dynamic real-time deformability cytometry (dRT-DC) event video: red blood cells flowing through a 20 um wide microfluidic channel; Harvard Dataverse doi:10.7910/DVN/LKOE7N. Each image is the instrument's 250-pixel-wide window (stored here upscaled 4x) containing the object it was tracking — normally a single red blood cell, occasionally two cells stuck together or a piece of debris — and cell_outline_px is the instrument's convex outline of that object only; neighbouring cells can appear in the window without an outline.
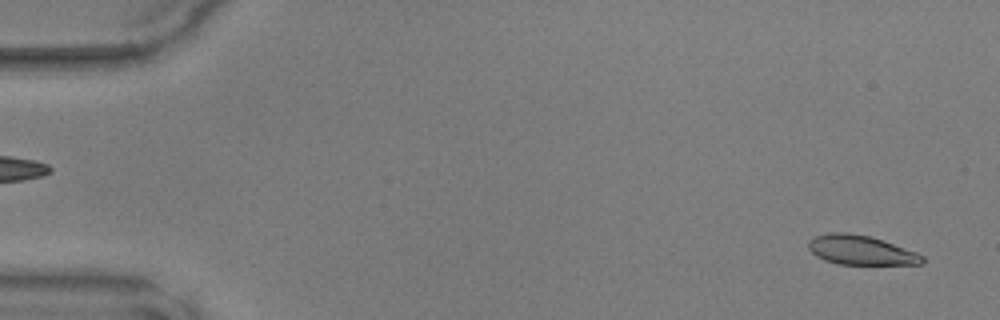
{"species": "common noctule bat (a hibernating species)", "species_latin": "Nyctalus noctula", "temperature_condition": "warm", "stored_images_in_passage": 48, "camera_frame_rate_fps": 3000, "um_per_image_px": 0.085, "animal": {"sex": "male", "body_mass_g": 17.9, "forearm_length_mm": 54.2}, "frame": {"image": 1, "passage_image": 2, "time_ms": 0.333, "image_size_px": [1000, 320], "cell_outline_px": [[924, 260], [920, 264], [836, 264], [824, 260], [816, 256], [808, 248], [808, 240], [816, 236], [828, 232], [848, 232], [872, 236], [916, 252], [924, 256]], "centroid_in_image_um": [73.13, 21.25], "position_along_channel_um": 11.9, "area_um2": 19.59}}
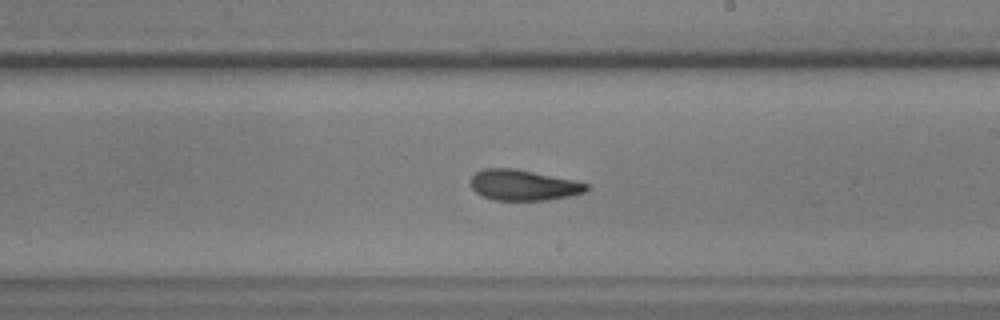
{"frame": {"image": 2, "passage_image": 28, "time_ms": 9.0, "image_size_px": [1000, 320], "cell_outline_px": [[588, 188], [584, 192], [572, 196], [544, 200], [492, 200], [476, 192], [472, 188], [472, 176], [476, 172], [484, 168], [516, 168], [572, 180], [588, 184]], "centroid_in_image_um": [44.48, 15.73], "position_along_channel_um": 244.5, "area_um2": 20.52}}
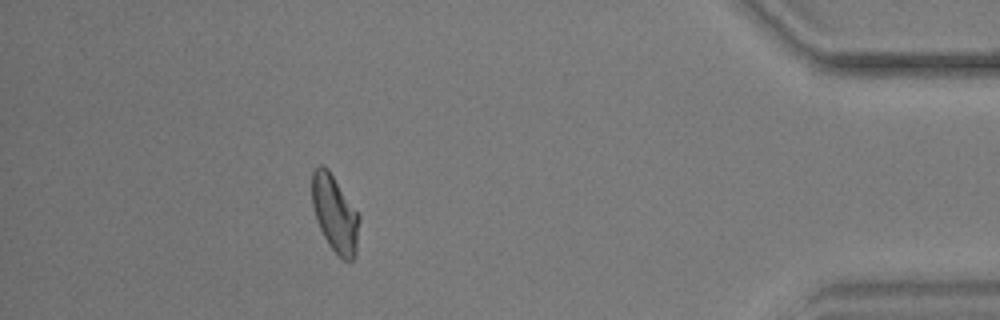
{"frame": {"image": 3, "passage_image": 43, "time_ms": 14.0, "image_size_px": [1000, 320], "cell_outline_px": [[360, 216], [356, 256], [352, 260], [344, 260], [328, 244], [316, 220], [312, 204], [312, 172], [320, 164], [324, 164], [328, 168]], "centroid_in_image_um": [28.47, 18.15], "position_along_channel_um": 406.7, "area_um2": 21.04}}